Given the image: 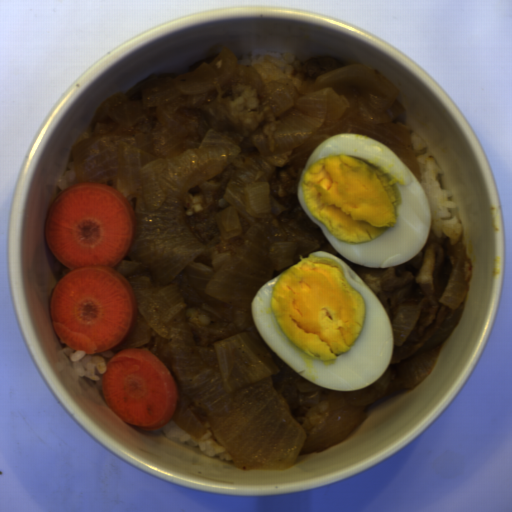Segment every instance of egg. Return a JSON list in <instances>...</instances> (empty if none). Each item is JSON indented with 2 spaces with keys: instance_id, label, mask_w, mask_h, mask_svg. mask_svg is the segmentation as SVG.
<instances>
[{
  "instance_id": "egg-1",
  "label": "egg",
  "mask_w": 512,
  "mask_h": 512,
  "mask_svg": "<svg viewBox=\"0 0 512 512\" xmlns=\"http://www.w3.org/2000/svg\"><path fill=\"white\" fill-rule=\"evenodd\" d=\"M256 331L297 375L335 391L364 389L388 368L394 335L375 293L339 257L313 251L251 300Z\"/></svg>"
},
{
  "instance_id": "egg-2",
  "label": "egg",
  "mask_w": 512,
  "mask_h": 512,
  "mask_svg": "<svg viewBox=\"0 0 512 512\" xmlns=\"http://www.w3.org/2000/svg\"><path fill=\"white\" fill-rule=\"evenodd\" d=\"M296 192L309 220L356 265H403L429 234V205L418 179L386 146L362 134L321 141Z\"/></svg>"
}]
</instances>
